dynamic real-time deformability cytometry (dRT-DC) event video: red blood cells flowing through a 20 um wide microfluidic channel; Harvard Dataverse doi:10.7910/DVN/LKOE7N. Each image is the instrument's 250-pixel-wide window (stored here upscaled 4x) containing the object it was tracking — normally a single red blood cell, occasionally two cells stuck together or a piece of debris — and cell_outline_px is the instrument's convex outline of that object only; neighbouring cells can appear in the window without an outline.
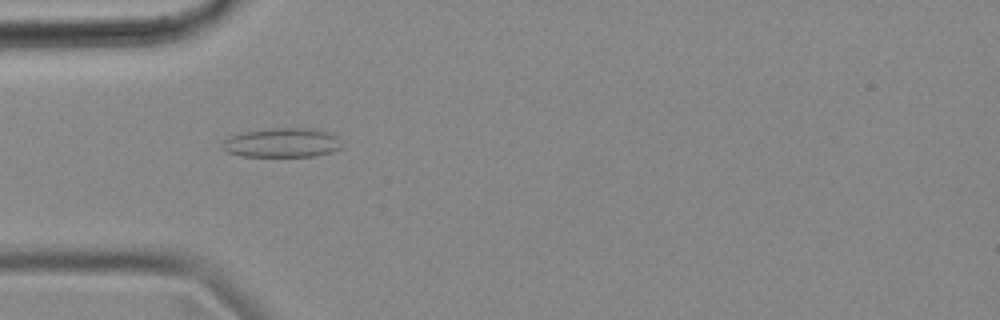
{"species": "common noctule bat (a hibernating species)", "species_latin": "Nyctalus noctula", "temperature_condition": "cold", "stored_images_in_passage": 54, "camera_frame_rate_fps": 3000, "um_per_image_px": 0.085, "animal": {"sex": "female", "body_mass_g": 18.4}, "frame": {"image": 1, "passage_image": 16, "time_ms": 5.0, "image_size_px": [1000, 320], "cell_outline_px": [[340, 148], [332, 152], [316, 156], [240, 156], [228, 152], [220, 148], [220, 144], [228, 136], [240, 132], [272, 128], [320, 128], [340, 136]], "centroid_in_image_um": [23.98, 12.11], "position_along_channel_um": 61.0, "area_um2": 20.92}}
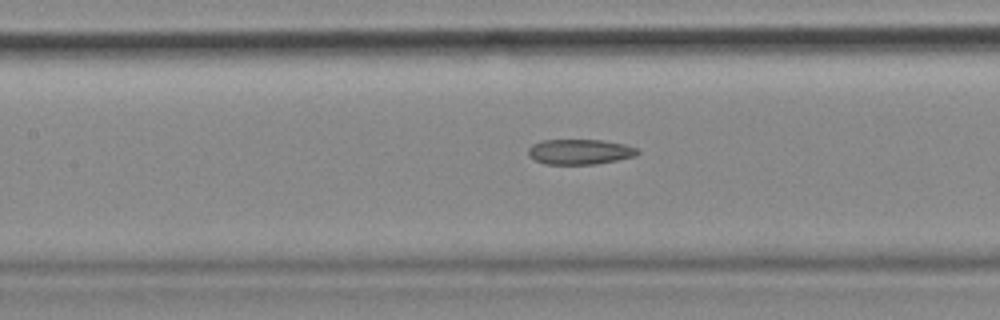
{"frame": {"image": 2, "passage_image": 24, "time_ms": 7.667, "image_size_px": [1000, 320], "cell_outline_px": [[640, 152], [636, 156], [596, 164], [544, 164], [528, 156], [528, 148], [532, 144], [540, 140], [604, 140], [624, 144], [636, 148]], "centroid_in_image_um": [49.26, 12.9], "position_along_channel_um": 158.1, "area_um2": 16.13}}
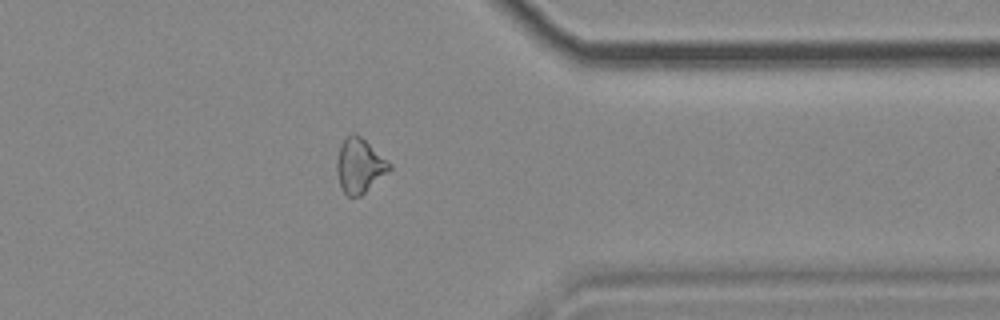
{"frame": {"image": 3, "passage_image": 43, "time_ms": 14.0, "image_size_px": [1000, 320], "cell_outline_px": [[392, 168], [388, 172], [360, 196], [348, 196], [344, 192], [340, 184], [336, 168], [336, 160], [340, 144], [352, 132], [356, 132], [388, 160], [392, 164]], "centroid_in_image_um": [30.56, 14.05], "position_along_channel_um": 380.8, "area_um2": 16.65}}